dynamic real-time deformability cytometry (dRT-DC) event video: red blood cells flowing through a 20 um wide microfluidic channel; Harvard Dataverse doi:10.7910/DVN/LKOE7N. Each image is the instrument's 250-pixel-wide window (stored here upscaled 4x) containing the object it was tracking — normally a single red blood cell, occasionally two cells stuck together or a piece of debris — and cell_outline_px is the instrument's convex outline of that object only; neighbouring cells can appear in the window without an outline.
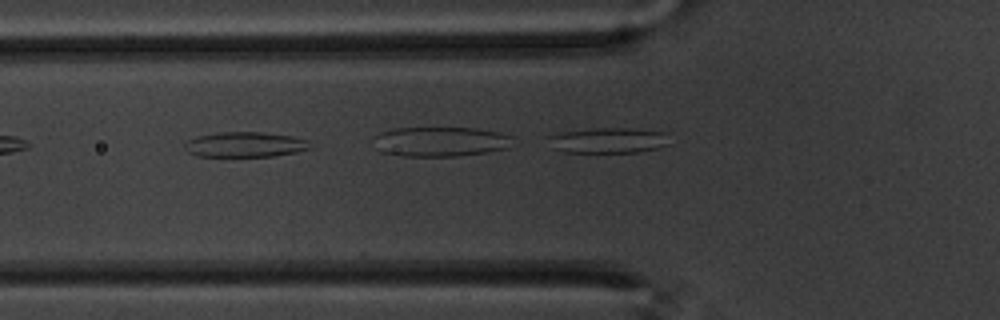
{"species": "common noctule bat (a hibernating species)", "species_latin": "Nyctalus noctula", "temperature_condition": "warm", "stored_images_in_passage": 11, "camera_frame_rate_fps": 3000, "um_per_image_px": 0.085, "animal": {"sex": "male", "body_mass_g": 20.1, "forearm_length_mm": 53.5}, "frame": {"image": 1, "passage_image": 2, "time_ms": 0.333, "image_size_px": [1000, 320], "cell_outline_px": [[312, 148], [296, 152], [272, 156], [196, 156], [188, 152], [184, 148], [184, 144], [188, 140], [196, 136], [216, 132], [264, 132], [292, 136], [308, 140]], "centroid_in_image_um": [20.82, 12.28], "position_along_channel_um": 105.0, "area_um2": 18.5}}